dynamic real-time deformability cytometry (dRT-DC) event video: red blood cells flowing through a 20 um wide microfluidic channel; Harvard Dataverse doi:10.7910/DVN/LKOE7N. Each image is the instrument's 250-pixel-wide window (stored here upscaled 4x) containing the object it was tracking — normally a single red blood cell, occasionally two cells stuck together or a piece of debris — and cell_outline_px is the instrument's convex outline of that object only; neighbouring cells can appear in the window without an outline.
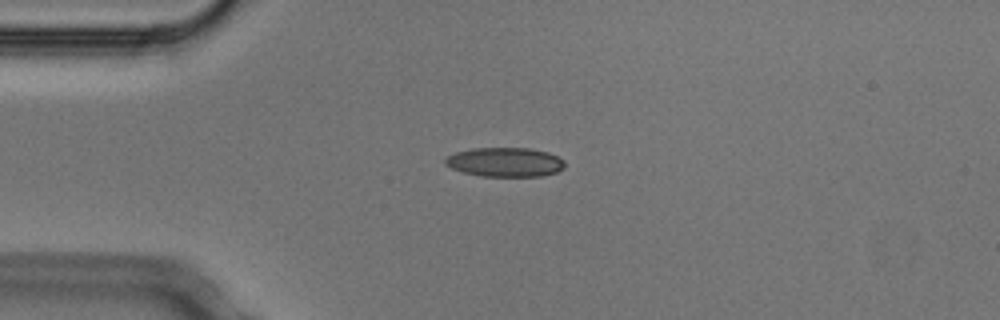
{"species": "Egyptian fruit bat (a non-hibernating species)", "species_latin": "Rousettus aegyptiacus", "temperature_condition": "cold", "stored_images_in_passage": 6, "camera_frame_rate_fps": 3000, "um_per_image_px": 0.085, "animal": {"sex": "male"}, "frame": {"image": 1, "passage_image": 2, "time_ms": 0.333, "image_size_px": [1000, 320], "cell_outline_px": [[564, 168], [556, 172], [540, 176], [480, 176], [464, 172], [452, 168], [444, 164], [444, 160], [448, 156], [456, 152], [472, 148], [528, 148], [548, 152], [564, 160]], "centroid_in_image_um": [42.92, 13.78], "position_along_channel_um": 42.1, "area_um2": 20.29}}
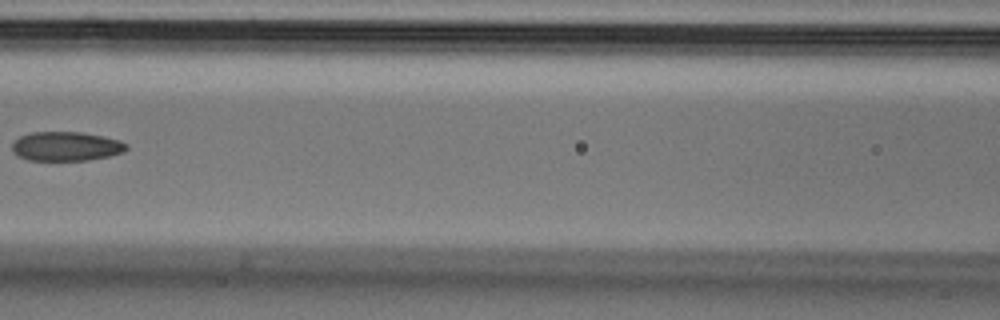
{"frame": {"image": 2, "passage_image": 5, "time_ms": 1.333, "image_size_px": [1000, 320], "cell_outline_px": [[128, 148], [124, 152], [108, 156], [88, 160], [28, 160], [16, 156], [12, 152], [12, 144], [20, 136], [32, 132], [80, 132], [120, 140], [128, 144]], "centroid_in_image_um": [5.6, 12.44], "position_along_channel_um": 161.0, "area_um2": 19.48}}
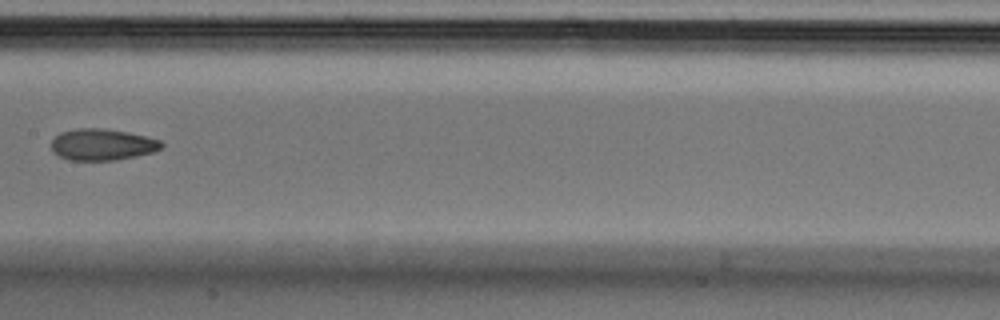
{"frame": {"image": 3, "passage_image": 6, "time_ms": 1.667, "image_size_px": [1000, 320], "cell_outline_px": [[164, 144], [160, 148], [152, 152], [136, 156], [116, 160], [68, 160], [52, 152], [52, 140], [60, 132], [76, 128], [104, 128], [128, 132], [160, 140]], "centroid_in_image_um": [8.67, 12.28], "position_along_channel_um": 198.7, "area_um2": 20.17}}